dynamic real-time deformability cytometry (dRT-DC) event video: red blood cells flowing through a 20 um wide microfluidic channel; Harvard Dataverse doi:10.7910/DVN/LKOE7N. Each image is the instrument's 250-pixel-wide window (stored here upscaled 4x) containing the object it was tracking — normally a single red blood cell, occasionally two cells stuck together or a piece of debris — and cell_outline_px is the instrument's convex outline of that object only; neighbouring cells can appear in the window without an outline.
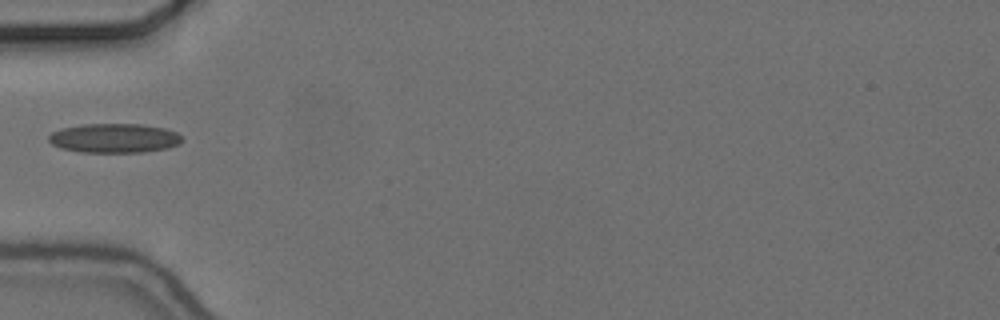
{"species": "common noctule bat (a hibernating species)", "species_latin": "Nyctalus noctula", "temperature_condition": "cold", "stored_images_in_passage": 4, "camera_frame_rate_fps": 3000, "um_per_image_px": 0.085, "animal": {"sex": "female", "body_mass_g": 24.6, "forearm_length_mm": 56.2}, "frame": {"image": 1, "passage_image": 1, "time_ms": 0.0, "image_size_px": [1000, 320], "cell_outline_px": [[184, 140], [180, 144], [168, 148], [144, 152], [80, 152], [60, 148], [52, 144], [48, 140], [48, 136], [52, 132], [60, 128], [84, 124], [144, 124], [164, 128], [176, 132], [184, 136]], "centroid_in_image_um": [9.74, 11.74], "position_along_channel_um": 75.3, "area_um2": 23.06}}
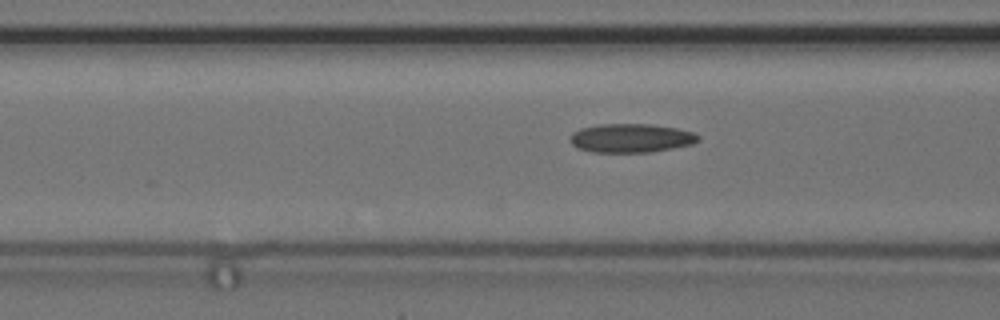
{"frame": {"image": 2, "passage_image": 4, "time_ms": 1.0, "image_size_px": [1000, 320], "cell_outline_px": [[700, 140], [692, 144], [652, 152], [592, 152], [580, 148], [572, 144], [572, 132], [580, 128], [600, 124], [648, 124], [676, 128], [692, 132], [700, 136]], "centroid_in_image_um": [53.66, 11.73], "position_along_channel_um": 112.9, "area_um2": 21.33}}